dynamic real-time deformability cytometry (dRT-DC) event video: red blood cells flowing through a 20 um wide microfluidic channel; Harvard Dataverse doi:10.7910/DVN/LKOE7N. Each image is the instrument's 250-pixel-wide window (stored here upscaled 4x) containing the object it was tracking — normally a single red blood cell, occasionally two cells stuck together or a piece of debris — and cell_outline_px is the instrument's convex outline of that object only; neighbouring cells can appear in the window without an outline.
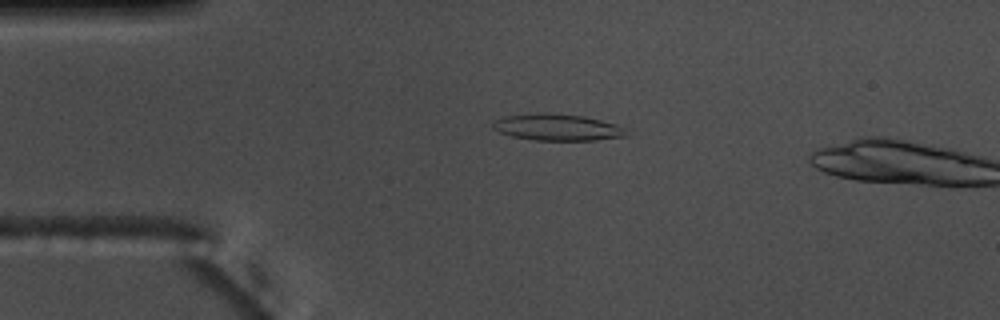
{"species": "common noctule bat (a hibernating species)", "species_latin": "Nyctalus noctula", "temperature_condition": "warm", "stored_images_in_passage": 13, "camera_frame_rate_fps": 3000, "um_per_image_px": 0.085, "animal": {"sex": "male", "body_mass_g": 17.5, "forearm_length_mm": 52.3}, "frame": {"image": 1, "passage_image": 11, "time_ms": 3.333, "image_size_px": [1000, 320], "cell_outline_px": [[628, 136], [596, 140], [536, 140], [512, 136], [500, 132], [492, 128], [492, 120], [504, 116], [540, 112], [544, 112], [584, 116], [616, 124], [628, 128]], "centroid_in_image_um": [47.39, 10.81], "position_along_channel_um": 37.6, "area_um2": 20.92}}